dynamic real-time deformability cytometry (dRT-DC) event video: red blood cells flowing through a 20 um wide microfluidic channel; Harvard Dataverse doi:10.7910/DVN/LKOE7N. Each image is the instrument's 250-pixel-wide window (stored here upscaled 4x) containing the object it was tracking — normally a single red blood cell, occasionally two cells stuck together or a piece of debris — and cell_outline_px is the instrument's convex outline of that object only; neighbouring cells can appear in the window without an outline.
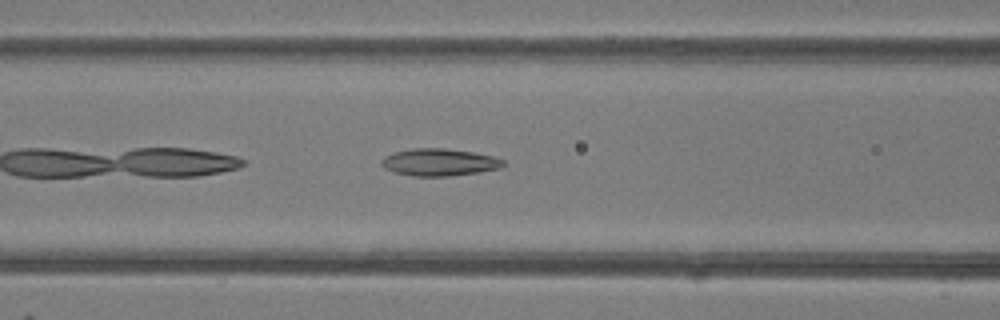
{"species": "common noctule bat (a hibernating species)", "species_latin": "Nyctalus noctula", "temperature_condition": "room temperature", "stored_images_in_passage": 34, "camera_frame_rate_fps": 3000, "um_per_image_px": 0.085, "animal": {"sex": "female"}, "frame": {"image": 1, "passage_image": 6, "time_ms": 1.667, "image_size_px": [1000, 320], "cell_outline_px": [[504, 164], [500, 168], [480, 172], [448, 176], [412, 176], [392, 172], [384, 168], [380, 164], [380, 160], [396, 152], [412, 148], [444, 148], [472, 152], [496, 156], [504, 160]], "centroid_in_image_um": [37.35, 13.79], "position_along_channel_um": 129.3, "area_um2": 19.36}}
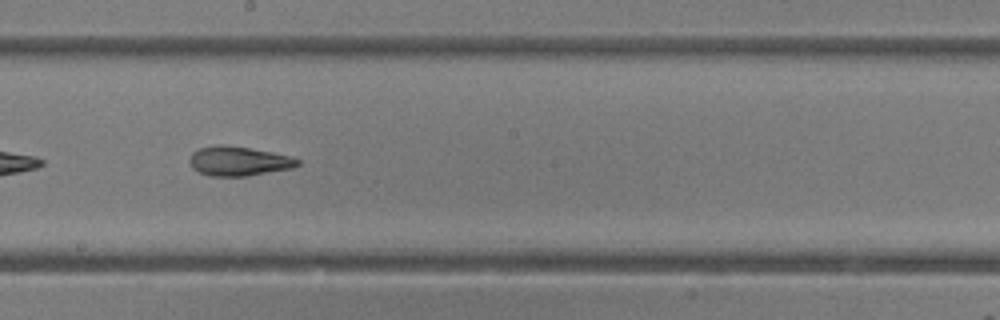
{"frame": {"image": 2, "passage_image": 13, "time_ms": 4.0, "image_size_px": [1000, 320], "cell_outline_px": [[300, 164], [292, 168], [244, 176], [208, 176], [192, 168], [188, 160], [192, 152], [200, 148], [212, 144], [224, 144], [272, 152], [292, 156], [300, 160]], "centroid_in_image_um": [20.25, 13.68], "position_along_channel_um": 227.9, "area_um2": 18.61}}
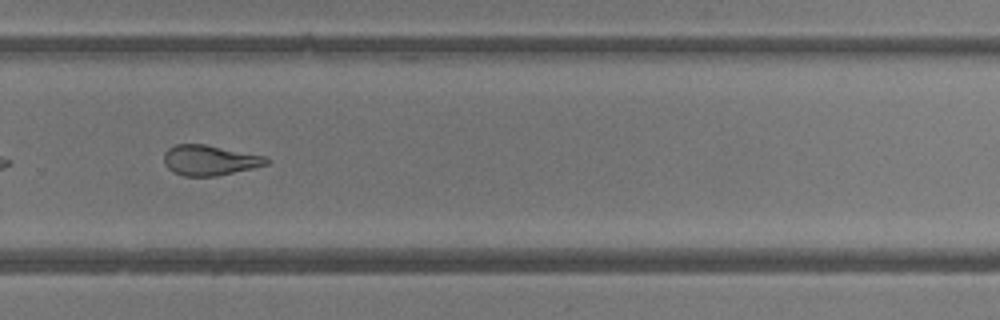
{"frame": {"image": 3, "passage_image": 19, "time_ms": 6.0, "image_size_px": [1000, 320], "cell_outline_px": [[268, 164], [252, 168], [216, 176], [184, 176], [172, 172], [164, 164], [164, 152], [168, 148], [176, 144], [204, 144], [264, 156], [268, 160]], "centroid_in_image_um": [17.76, 13.62], "position_along_channel_um": 312.0, "area_um2": 17.92}, "authors_computed_cell_mechanics": {"area_um2": 19.2763, "velocity_mm_per_s": 4.2247, "shape_relaxation_time_tau1_ms": 8.9217, "shape_relaxation_time_tau2_ms": 3.0752, "deformation_change_tau1": 0.2497, "deformation_change_tau2": 0.1191}}